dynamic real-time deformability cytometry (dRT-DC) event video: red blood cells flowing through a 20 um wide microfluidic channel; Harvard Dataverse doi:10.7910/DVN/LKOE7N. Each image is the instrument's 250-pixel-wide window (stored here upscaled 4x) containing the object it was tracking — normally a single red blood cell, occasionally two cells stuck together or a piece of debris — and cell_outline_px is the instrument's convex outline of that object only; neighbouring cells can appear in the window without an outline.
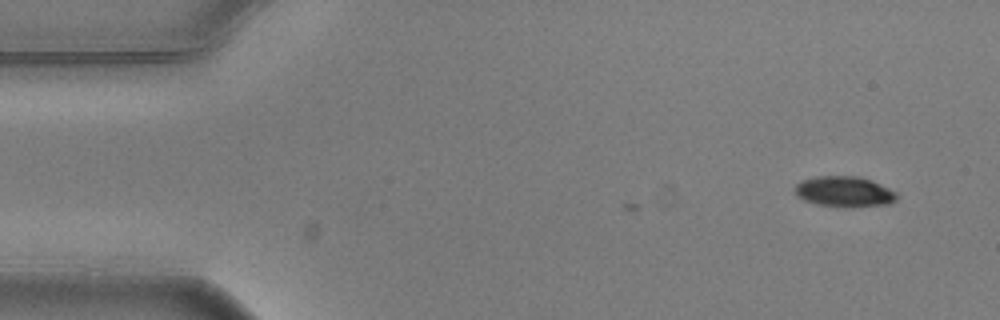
{"species": "common noctule bat (a hibernating species)", "species_latin": "Nyctalus noctula", "temperature_condition": "warm", "stored_images_in_passage": 2, "camera_frame_rate_fps": 3000, "um_per_image_px": 0.085, "animal": {"sex": "male", "body_mass_g": 20.5, "forearm_length_mm": 52.5}, "frame": {"image": 1, "passage_image": 2, "time_ms": 0.333, "image_size_px": [1000, 320], "cell_outline_px": [[900, 196], [896, 200], [888, 204], [852, 208], [840, 208], [816, 204], [804, 200], [796, 196], [796, 184], [800, 180], [816, 176], [860, 176], [872, 180], [896, 192]], "centroid_in_image_um": [71.78, 16.3], "position_along_channel_um": 13.2, "area_um2": 18.61}}